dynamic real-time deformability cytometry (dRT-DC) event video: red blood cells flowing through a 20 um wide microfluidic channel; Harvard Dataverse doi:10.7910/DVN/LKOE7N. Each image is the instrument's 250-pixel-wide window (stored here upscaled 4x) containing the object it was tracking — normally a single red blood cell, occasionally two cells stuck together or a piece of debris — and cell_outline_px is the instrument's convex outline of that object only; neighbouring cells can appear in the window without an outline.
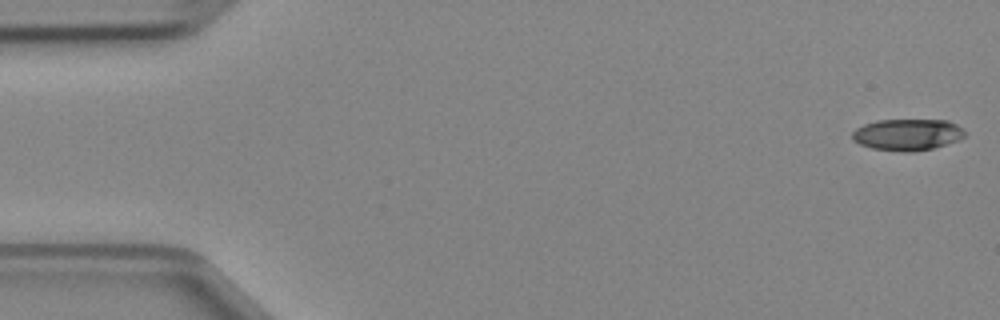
{"species": "Egyptian fruit bat (a non-hibernating species)", "species_latin": "Rousettus aegyptiacus", "temperature_condition": "cold", "stored_images_in_passage": 47, "camera_frame_rate_fps": 3000, "um_per_image_px": 0.085, "animal": {"sex": "female"}, "frame": {"image": 1, "passage_image": 1, "time_ms": 0.0, "image_size_px": [1000, 320], "cell_outline_px": [[964, 136], [960, 140], [932, 148], [912, 152], [904, 152], [872, 148], [860, 144], [852, 140], [852, 132], [856, 128], [864, 124], [876, 120], [948, 120], [956, 124], [964, 132]], "centroid_in_image_um": [77.1, 11.44], "position_along_channel_um": 7.9, "area_um2": 20.63}}
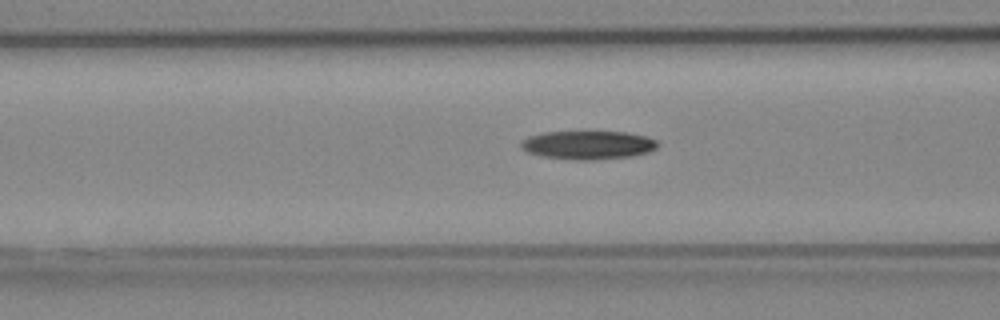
{"frame": {"image": 2, "passage_image": 18, "time_ms": 5.667, "image_size_px": [1000, 320], "cell_outline_px": [[660, 144], [656, 148], [648, 152], [632, 156], [592, 160], [576, 160], [540, 156], [528, 152], [520, 148], [520, 140], [528, 136], [544, 132], [624, 132], [644, 136], [656, 140]], "centroid_in_image_um": [49.94, 12.33], "position_along_channel_um": 116.7, "area_um2": 22.77}}
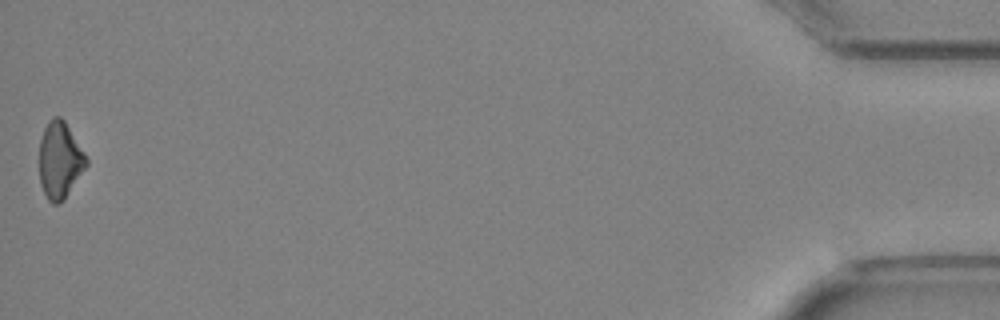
{"frame": {"image": 3, "passage_image": 47, "time_ms": 15.333, "image_size_px": [1000, 320], "cell_outline_px": [[88, 164], [64, 200], [60, 204], [52, 204], [48, 200], [40, 184], [40, 140], [44, 128], [48, 120], [52, 116], [60, 116], [64, 120], [84, 152], [88, 160]], "centroid_in_image_um": [5.08, 13.62], "position_along_channel_um": 430.1, "area_um2": 20.98}}